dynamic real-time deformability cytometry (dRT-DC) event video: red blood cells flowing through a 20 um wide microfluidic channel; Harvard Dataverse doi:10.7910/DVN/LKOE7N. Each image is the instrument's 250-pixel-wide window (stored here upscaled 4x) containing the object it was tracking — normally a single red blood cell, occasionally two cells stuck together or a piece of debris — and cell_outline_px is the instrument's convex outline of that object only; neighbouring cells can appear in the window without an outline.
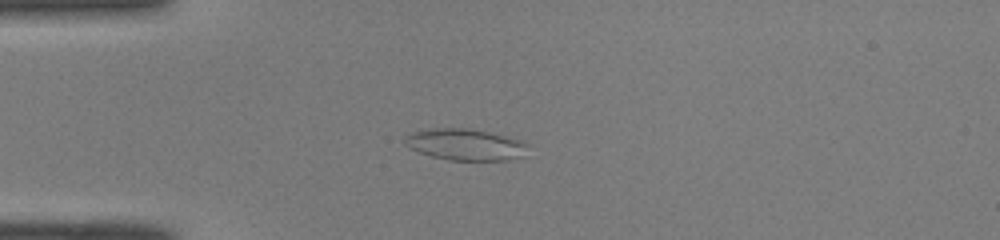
{"species": "common noctule bat (a hibernating species)", "species_latin": "Nyctalus noctula", "temperature_condition": "room temperature", "stored_images_in_passage": 40, "camera_frame_rate_fps": 3000, "um_per_image_px": 0.085, "animal": {"sex": "male", "body_mass_g": 19.0, "forearm_length_mm": 50.8}, "frame": {"image": 1, "passage_image": 2, "time_ms": 0.333, "image_size_px": [1000, 240], "cell_outline_px": [[528, 144], [524, 156], [504, 160], [448, 160], [432, 156], [420, 152], [404, 144], [404, 136], [412, 132], [432, 128], [464, 128], [488, 132], [504, 136]], "centroid_in_image_um": [39.5, 12.29], "position_along_channel_um": 45.5, "area_um2": 22.2}}
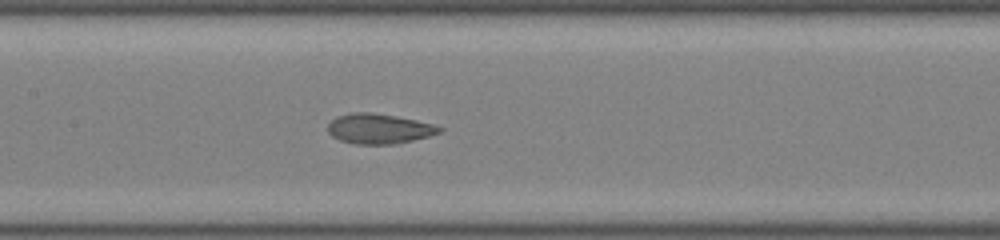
{"frame": {"image": 2, "passage_image": 13, "time_ms": 4.0, "image_size_px": [1000, 240], "cell_outline_px": [[444, 128], [440, 132], [428, 136], [412, 140], [392, 144], [356, 144], [340, 140], [332, 136], [328, 132], [328, 124], [332, 120], [340, 116], [356, 112], [372, 112], [396, 116], [416, 120], [432, 124]], "centroid_in_image_um": [32.21, 10.94], "position_along_channel_um": 175.2, "area_um2": 19.25}}
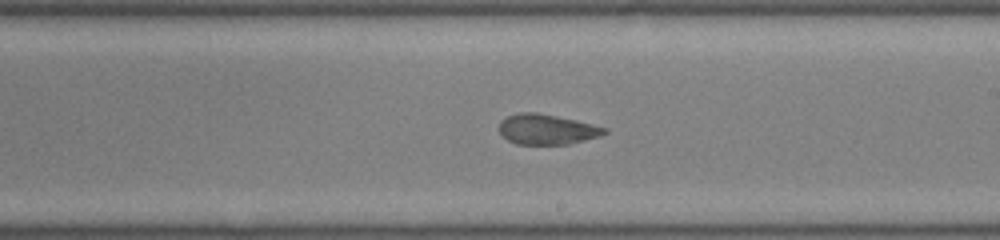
{"frame": {"image": 3, "passage_image": 18, "time_ms": 5.667, "image_size_px": [1000, 240], "cell_outline_px": [[608, 132], [600, 136], [568, 144], [516, 144], [508, 140], [500, 132], [500, 120], [508, 116], [520, 112], [536, 112], [576, 120], [608, 128]], "centroid_in_image_um": [46.5, 10.99], "position_along_channel_um": 242.5, "area_um2": 18.44}}